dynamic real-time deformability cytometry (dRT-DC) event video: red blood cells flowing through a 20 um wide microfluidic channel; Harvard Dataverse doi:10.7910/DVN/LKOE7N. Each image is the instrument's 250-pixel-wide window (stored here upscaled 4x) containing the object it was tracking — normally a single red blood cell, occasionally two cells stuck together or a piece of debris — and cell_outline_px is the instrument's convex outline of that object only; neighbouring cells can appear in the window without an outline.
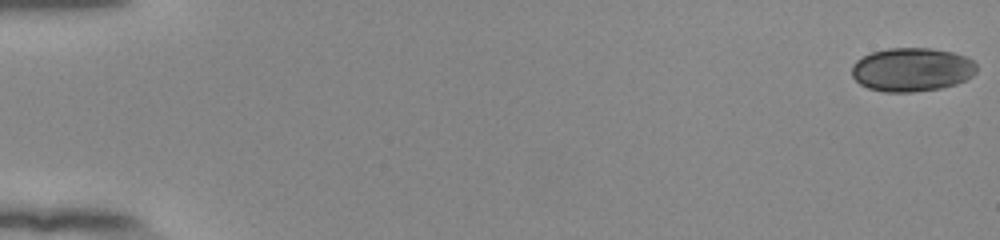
{"species": "human", "species_latin": "Homo sapiens", "temperature_condition": "room temperature", "stored_images_in_passage": 54, "camera_frame_rate_fps": 3000, "um_per_image_px": 0.085, "donor": {"sex": "female"}, "frame": {"image": 1, "passage_image": 1, "time_ms": 0.0, "image_size_px": [1000, 240], "cell_outline_px": [[976, 72], [972, 76], [956, 84], [940, 88], [912, 92], [884, 92], [868, 88], [860, 84], [852, 76], [852, 64], [856, 60], [872, 52], [888, 48], [932, 48], [952, 52], [964, 56], [972, 60], [976, 64]], "centroid_in_image_um": [77.49, 5.91], "position_along_channel_um": 7.5, "area_um2": 31.79}}
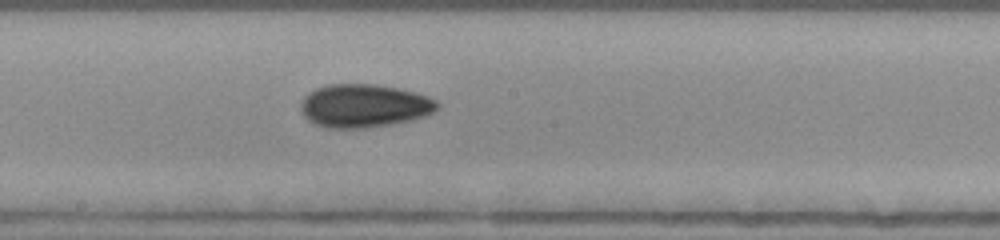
{"frame": {"image": 2, "passage_image": 31, "time_ms": 10.0, "image_size_px": [1000, 240], "cell_outline_px": [[440, 104], [432, 112], [424, 116], [408, 120], [388, 124], [364, 128], [324, 128], [308, 120], [304, 116], [300, 108], [300, 104], [304, 96], [308, 92], [316, 88], [328, 84], [376, 84], [396, 88], [428, 96], [436, 100]], "centroid_in_image_um": [30.89, 8.98], "position_along_channel_um": 217.3, "area_um2": 34.22}}
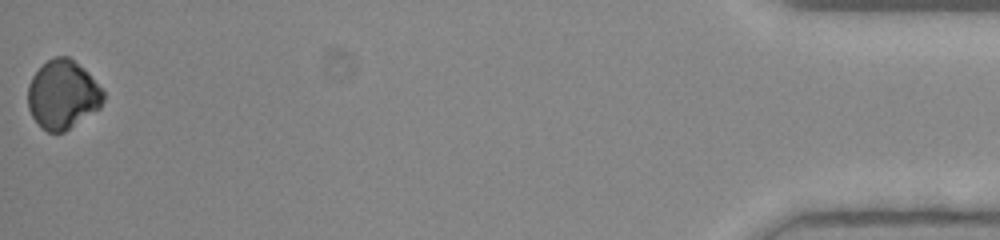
{"frame": {"image": 3, "passage_image": 54, "time_ms": 17.667, "image_size_px": [1000, 240], "cell_outline_px": [[104, 100], [100, 108], [64, 132], [48, 132], [32, 116], [28, 108], [28, 84], [32, 76], [48, 60], [56, 56], [68, 56], [84, 68], [88, 72], [104, 92]], "centroid_in_image_um": [5.34, 8.03], "position_along_channel_um": 429.9, "area_um2": 30.0}, "authors_computed_cell_mechanics": {"area_um2": 32.1079, "velocity_mm_per_s": 3.9081, "shape_relaxation_time_tau1_ms": 3.5902, "shape_relaxation_time_tau2_ms": null, "deformation_change_tau1": 0.0746, "deformation_change_tau2": null}}